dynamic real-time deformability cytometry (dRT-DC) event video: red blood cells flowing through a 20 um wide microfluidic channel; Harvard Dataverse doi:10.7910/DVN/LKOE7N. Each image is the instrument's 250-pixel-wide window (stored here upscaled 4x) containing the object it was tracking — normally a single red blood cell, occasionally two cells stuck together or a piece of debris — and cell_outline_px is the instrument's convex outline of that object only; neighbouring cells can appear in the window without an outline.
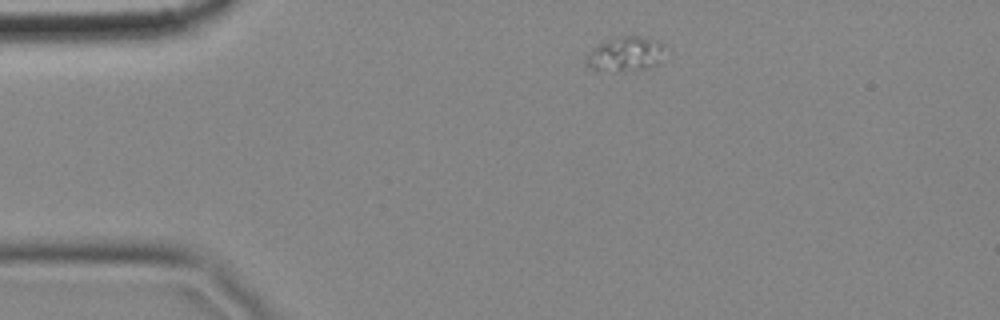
{"species": "common noctule bat (a hibernating species)", "species_latin": "Nyctalus noctula", "temperature_condition": "cold", "stored_images_in_passage": 3, "camera_frame_rate_fps": 3000, "um_per_image_px": 0.085, "animal": {"sex": "female", "body_mass_g": 18.4}, "frame": {"image": 1, "passage_image": 1, "time_ms": 0.0, "image_size_px": [1000, 320], "cell_outline_px": [[664, 44], [656, 64], [648, 68], [600, 72], [596, 72], [584, 64], [584, 60], [588, 52], [596, 44], [604, 40], [616, 36], [640, 36], [656, 40]], "centroid_in_image_um": [53.02, 4.59], "position_along_channel_um": 32.0, "area_um2": 16.01}}